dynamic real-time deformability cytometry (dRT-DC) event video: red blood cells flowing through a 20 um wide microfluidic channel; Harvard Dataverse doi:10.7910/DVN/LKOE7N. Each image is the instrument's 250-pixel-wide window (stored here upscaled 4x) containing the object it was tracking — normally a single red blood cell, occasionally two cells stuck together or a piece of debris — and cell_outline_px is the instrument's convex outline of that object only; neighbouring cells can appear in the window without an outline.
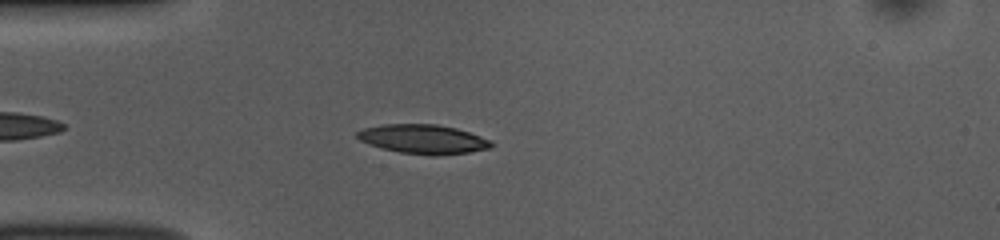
{"species": "common noctule bat (a hibernating species)", "species_latin": "Nyctalus noctula", "temperature_condition": "room temperature", "stored_images_in_passage": 44, "camera_frame_rate_fps": 3000, "um_per_image_px": 0.085, "animal": {"sex": "female", "body_mass_g": 10.0, "forearm_length_mm": 53.1}, "frame": {"image": 1, "passage_image": 6, "time_ms": 1.667, "image_size_px": [1000, 240], "cell_outline_px": [[492, 148], [468, 152], [436, 156], [428, 156], [400, 152], [384, 148], [360, 140], [356, 136], [356, 132], [364, 128], [384, 124], [436, 124], [456, 128], [492, 140]], "centroid_in_image_um": [36.0, 11.83], "position_along_channel_um": 49.0, "area_um2": 22.72}}
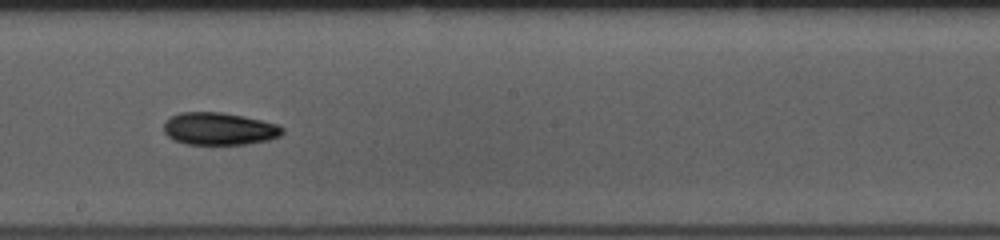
{"frame": {"image": 2, "passage_image": 21, "time_ms": 6.667, "image_size_px": [1000, 240], "cell_outline_px": [[284, 132], [280, 136], [268, 140], [244, 144], [188, 144], [176, 140], [168, 136], [164, 132], [164, 120], [180, 112], [220, 112], [244, 116], [276, 124], [284, 128]], "centroid_in_image_um": [18.63, 10.94], "position_along_channel_um": 229.6, "area_um2": 22.31}}
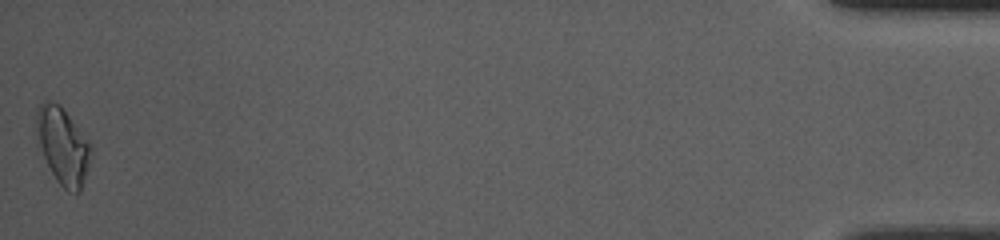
{"frame": {"image": 3, "passage_image": 44, "time_ms": 14.333, "image_size_px": [1000, 240], "cell_outline_px": [[92, 152], [88, 168], [80, 192], [68, 192], [56, 180], [44, 156], [40, 144], [36, 128], [36, 108], [44, 100], [52, 100], [60, 104], [64, 108], [88, 140], [92, 148]], "centroid_in_image_um": [5.36, 12.35], "position_along_channel_um": 429.8, "area_um2": 24.22}, "authors_computed_cell_mechanics": {"area_um2": 22.1085, "velocity_mm_per_s": 3.8403, "shape_relaxation_time_tau1_ms": 4.225, "shape_relaxation_time_tau2_ms": null, "deformation_change_tau1": 0.1263, "deformation_change_tau2": null}}